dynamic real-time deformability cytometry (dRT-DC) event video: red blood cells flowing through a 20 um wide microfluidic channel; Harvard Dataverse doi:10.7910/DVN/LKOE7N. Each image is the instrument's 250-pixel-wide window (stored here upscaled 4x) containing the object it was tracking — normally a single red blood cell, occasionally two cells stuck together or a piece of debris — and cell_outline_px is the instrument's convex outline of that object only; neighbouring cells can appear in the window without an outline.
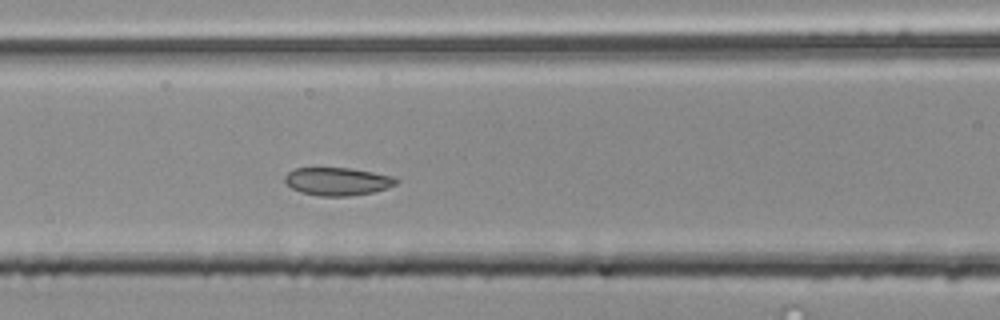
{"species": "common noctule bat (a hibernating species)", "species_latin": "Nyctalus noctula", "temperature_condition": "room temperature", "stored_images_in_passage": 50, "segment_of_instrument_passage": [2, 2], "camera_frame_rate_fps": 3000, "um_per_image_px": 0.085, "animal": {"sex": "male", "body_mass_g": 20.4}, "frame": {"image": 1, "passage_image": 18, "time_ms": 5.667, "image_size_px": [1000, 320], "cell_outline_px": [[400, 180], [396, 184], [388, 188], [372, 192], [348, 196], [320, 196], [300, 192], [292, 188], [284, 180], [284, 176], [292, 168], [352, 168], [396, 176]], "centroid_in_image_um": [28.72, 15.41], "position_along_channel_um": 137.9, "area_um2": 18.32}}
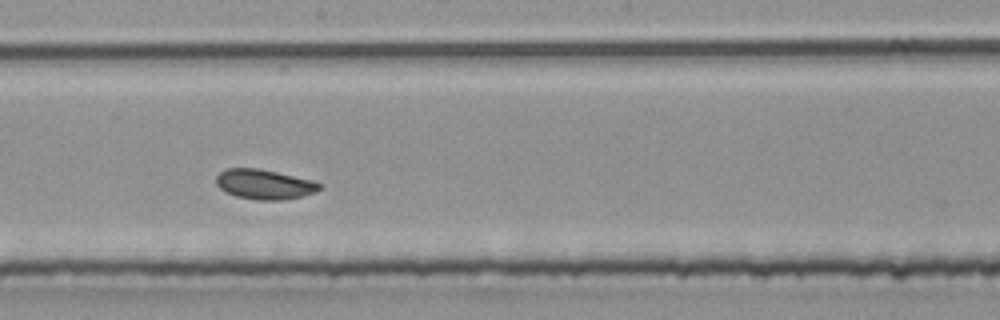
{"frame": {"image": 2, "passage_image": 25, "time_ms": 8.0, "image_size_px": [1000, 320], "cell_outline_px": [[324, 184], [316, 192], [284, 200], [256, 200], [236, 196], [220, 188], [216, 184], [216, 176], [224, 168], [256, 168], [276, 172], [312, 180]], "centroid_in_image_um": [22.47, 15.66], "position_along_channel_um": 225.7, "area_um2": 17.92}}
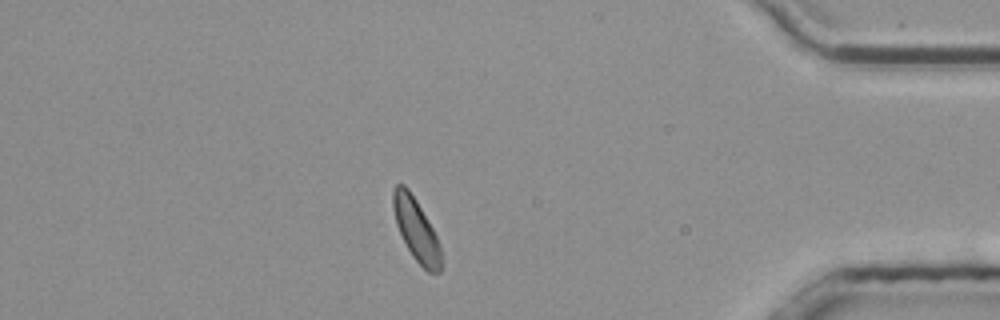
{"frame": {"image": 3, "passage_image": 42, "time_ms": 13.667, "image_size_px": [1000, 320], "cell_outline_px": [[440, 272], [428, 272], [412, 256], [396, 224], [392, 208], [392, 188], [396, 184], [404, 184], [408, 188], [416, 200], [432, 228], [440, 244]], "centroid_in_image_um": [35.33, 19.47], "position_along_channel_um": 399.9, "area_um2": 17.11}}